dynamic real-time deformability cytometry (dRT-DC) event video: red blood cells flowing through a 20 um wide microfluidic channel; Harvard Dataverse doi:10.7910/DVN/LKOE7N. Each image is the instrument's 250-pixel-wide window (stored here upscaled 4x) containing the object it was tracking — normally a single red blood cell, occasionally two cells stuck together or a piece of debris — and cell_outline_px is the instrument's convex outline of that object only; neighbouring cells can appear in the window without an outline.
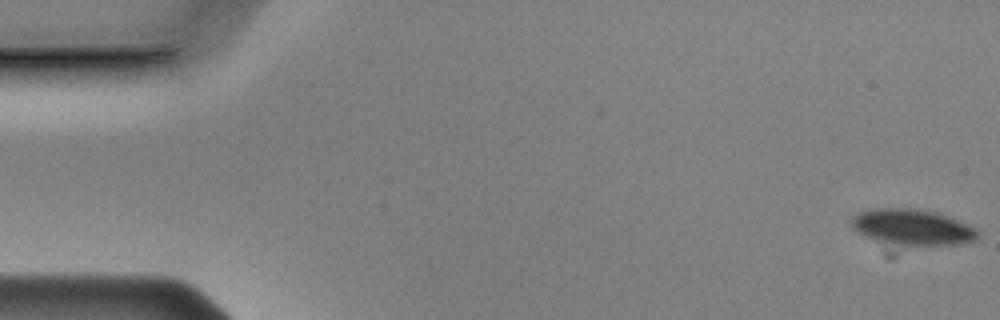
{"species": "Egyptian fruit bat (a non-hibernating species)", "species_latin": "Rousettus aegyptiacus", "temperature_condition": "cold", "stored_images_in_passage": 15, "camera_frame_rate_fps": 3000, "um_per_image_px": 0.085, "animal": {"sex": "male"}, "frame": {"image": 1, "passage_image": 1, "time_ms": 0.0, "image_size_px": [1000, 320], "cell_outline_px": [[972, 236], [968, 240], [896, 240], [876, 236], [864, 232], [856, 224], [856, 220], [860, 216], [868, 212], [920, 212], [940, 216], [952, 220], [968, 228], [972, 232]], "centroid_in_image_um": [77.54, 19.26], "position_along_channel_um": 7.5, "area_um2": 18.9}}
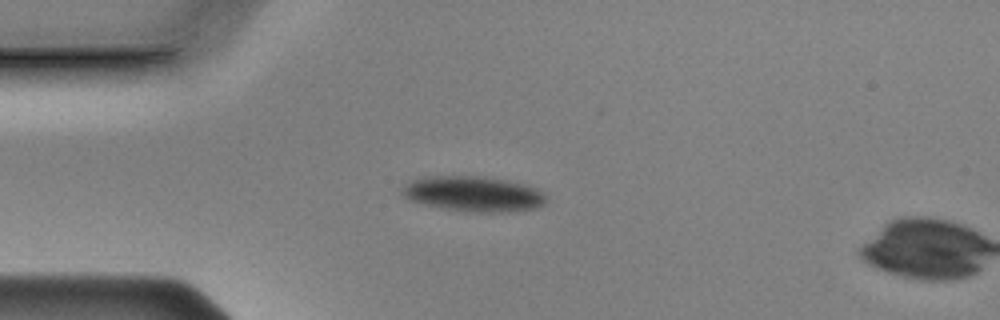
{"frame": {"image": 2, "passage_image": 14, "time_ms": 4.333, "image_size_px": [1000, 320], "cell_outline_px": [[540, 200], [536, 204], [516, 208], [468, 208], [440, 204], [420, 200], [412, 196], [408, 192], [408, 188], [412, 184], [428, 180], [488, 180], [508, 184], [524, 188], [536, 192], [540, 196]], "centroid_in_image_um": [40.26, 16.48], "position_along_channel_um": 44.7, "area_um2": 21.33}}